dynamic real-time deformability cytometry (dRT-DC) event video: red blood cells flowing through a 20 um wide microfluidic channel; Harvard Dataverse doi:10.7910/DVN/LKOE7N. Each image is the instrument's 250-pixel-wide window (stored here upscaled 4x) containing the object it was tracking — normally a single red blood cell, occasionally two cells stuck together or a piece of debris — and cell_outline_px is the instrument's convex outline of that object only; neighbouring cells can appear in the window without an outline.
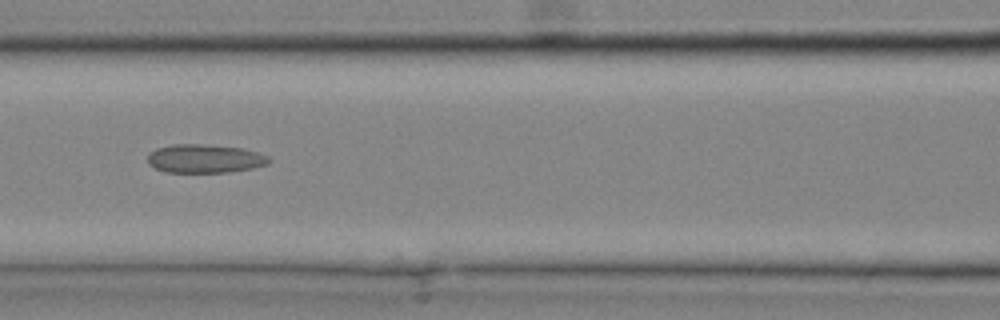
{"species": "common noctule bat (a hibernating species)", "species_latin": "Nyctalus noctula", "temperature_condition": "cold", "stored_images_in_passage": 29, "camera_frame_rate_fps": 3000, "um_per_image_px": 0.085, "animal": {"sex": "male", "body_mass_g": 20.4}, "frame": {"image": 1, "passage_image": 13, "time_ms": 4.0, "image_size_px": [1000, 320], "cell_outline_px": [[272, 160], [268, 164], [252, 168], [228, 172], [168, 172], [156, 168], [148, 164], [148, 152], [156, 148], [172, 144], [204, 144], [240, 148], [256, 152], [268, 156]], "centroid_in_image_um": [17.39, 13.48], "position_along_channel_um": 149.2, "area_um2": 20.17}}